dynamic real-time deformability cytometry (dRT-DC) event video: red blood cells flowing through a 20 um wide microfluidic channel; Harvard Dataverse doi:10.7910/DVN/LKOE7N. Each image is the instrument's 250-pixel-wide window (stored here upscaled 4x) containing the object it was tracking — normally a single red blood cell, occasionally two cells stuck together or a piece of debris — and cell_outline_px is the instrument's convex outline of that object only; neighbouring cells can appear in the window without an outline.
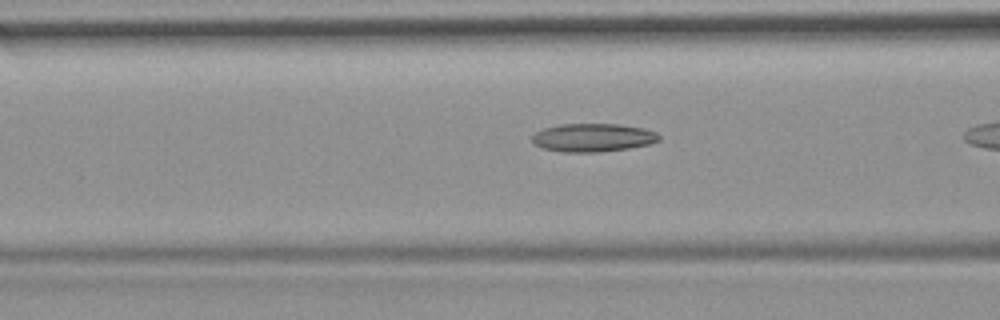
{"species": "common noctule bat (a hibernating species)", "species_latin": "Nyctalus noctula", "temperature_condition": "room temperature", "stored_images_in_passage": 18, "camera_frame_rate_fps": 3000, "um_per_image_px": 0.085, "animal": {"sex": "female", "body_mass_g": 19.9}, "frame": {"image": 1, "passage_image": 16, "time_ms": 5.0, "image_size_px": [1000, 320], "cell_outline_px": [[660, 140], [648, 144], [628, 148], [596, 152], [564, 152], [544, 148], [536, 144], [532, 140], [532, 136], [536, 132], [544, 128], [560, 124], [620, 124], [644, 128], [656, 132], [660, 136]], "centroid_in_image_um": [50.42, 11.68], "position_along_channel_um": 116.2, "area_um2": 20.75}}